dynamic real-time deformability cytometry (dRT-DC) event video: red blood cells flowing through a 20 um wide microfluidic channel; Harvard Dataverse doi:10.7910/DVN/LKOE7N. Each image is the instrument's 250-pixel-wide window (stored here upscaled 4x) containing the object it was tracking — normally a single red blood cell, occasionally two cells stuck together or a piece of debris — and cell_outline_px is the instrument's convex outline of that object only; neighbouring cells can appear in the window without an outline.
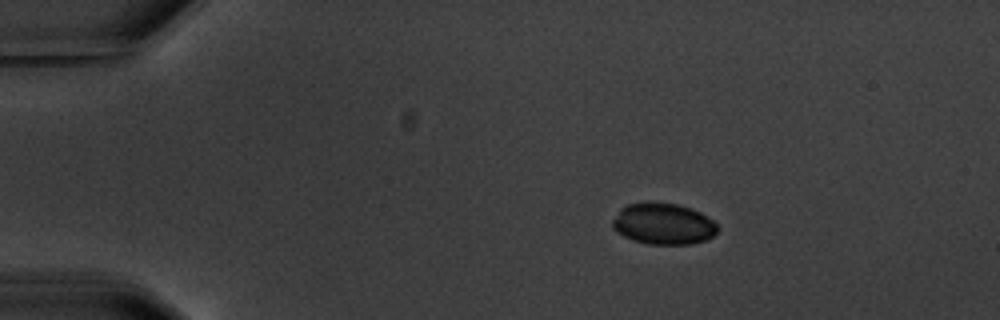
{"species": "common noctule bat (a hibernating species)", "species_latin": "Nyctalus noctula", "temperature_condition": "warm", "stored_images_in_passage": 6, "camera_frame_rate_fps": 3000, "um_per_image_px": 0.085, "animal": {"sex": "male", "body_mass_g": 20.1, "forearm_length_mm": 53.5}, "frame": {"image": 1, "passage_image": 3, "time_ms": 2.667, "image_size_px": [1000, 320], "cell_outline_px": [[720, 228], [708, 240], [688, 244], [648, 244], [632, 240], [616, 232], [612, 228], [612, 220], [620, 208], [628, 204], [676, 204], [692, 208], [700, 212], [712, 220]], "centroid_in_image_um": [56.38, 19.06], "position_along_channel_um": 28.6, "area_um2": 25.03}}
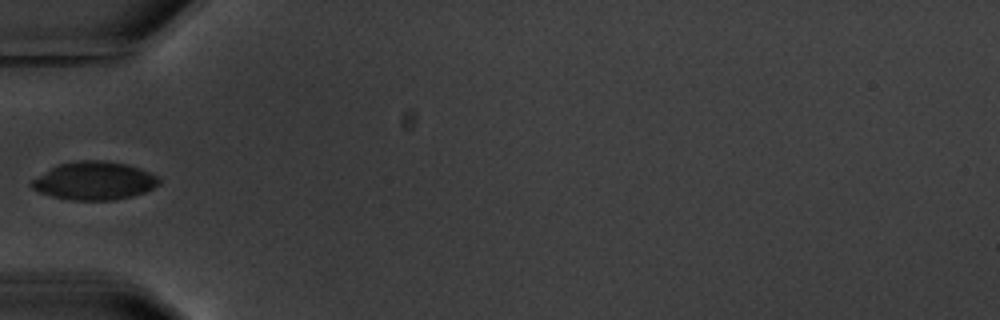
{"frame": {"image": 2, "passage_image": 6, "time_ms": 6.0, "image_size_px": [1000, 320], "cell_outline_px": [[160, 184], [144, 192], [132, 196], [116, 200], [72, 200], [52, 196], [40, 192], [32, 188], [28, 184], [32, 180], [52, 168], [60, 164], [80, 160], [104, 160], [128, 164], [140, 168], [156, 176], [160, 180]], "centroid_in_image_um": [8.03, 15.37], "position_along_channel_um": 77.0, "area_um2": 28.15}}